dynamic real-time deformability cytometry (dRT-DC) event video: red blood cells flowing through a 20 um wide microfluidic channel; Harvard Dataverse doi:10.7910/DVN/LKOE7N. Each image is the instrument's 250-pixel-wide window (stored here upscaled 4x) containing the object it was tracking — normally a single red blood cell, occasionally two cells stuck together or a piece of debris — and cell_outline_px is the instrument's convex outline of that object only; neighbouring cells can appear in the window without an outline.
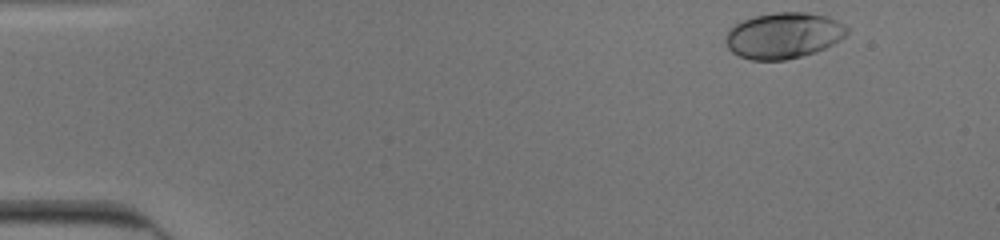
{"species": "human", "species_latin": "Homo sapiens", "temperature_condition": "cold", "stored_images_in_passage": 38, "camera_frame_rate_fps": 3000, "um_per_image_px": 0.085, "donor": {"sex": "male"}, "frame": {"image": 1, "passage_image": 1, "time_ms": 0.0, "image_size_px": [1000, 240], "cell_outline_px": [[848, 32], [840, 40], [816, 52], [784, 60], [752, 60], [740, 56], [732, 52], [728, 48], [724, 40], [728, 28], [744, 20], [756, 16], [776, 12], [804, 12], [828, 16], [844, 24], [848, 28]], "centroid_in_image_um": [66.59, 3.01], "position_along_channel_um": 18.4, "area_um2": 32.48}}
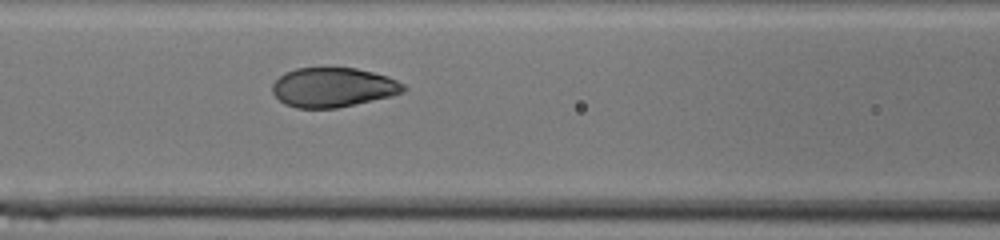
{"frame": {"image": 2, "passage_image": 19, "time_ms": 6.0, "image_size_px": [1000, 240], "cell_outline_px": [[408, 88], [404, 92], [392, 96], [336, 108], [296, 108], [284, 104], [272, 92], [272, 84], [284, 72], [296, 68], [356, 68], [388, 76], [404, 84]], "centroid_in_image_um": [28.32, 7.43], "position_along_channel_um": 138.3, "area_um2": 30.23}}
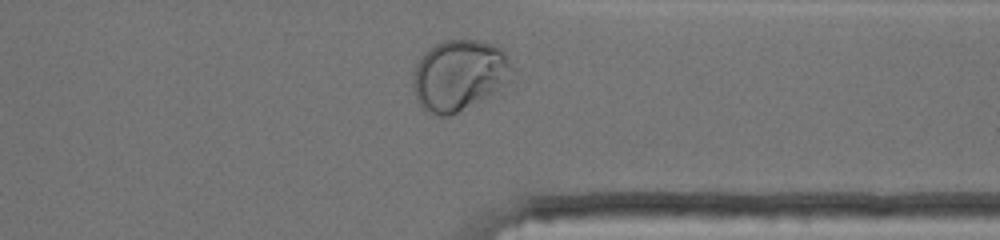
{"frame": {"image": 3, "passage_image": 37, "time_ms": 12.0, "image_size_px": [1000, 240], "cell_outline_px": [[512, 80], [508, 84], [492, 96], [448, 116], [440, 116], [424, 108], [416, 100], [412, 80], [416, 64], [420, 56], [428, 48], [444, 40], [480, 40], [496, 44], [508, 56], [512, 64]], "centroid_in_image_um": [39.08, 6.38], "position_along_channel_um": 372.3, "area_um2": 41.5}, "authors_computed_cell_mechanics": {"area_um2": 31.2698, "velocity_mm_per_s": 3.9144, "shape_relaxation_time_tau1_ms": 5.1274, "shape_relaxation_time_tau2_ms": null, "deformation_change_tau1": 0.1937, "deformation_change_tau2": null}}